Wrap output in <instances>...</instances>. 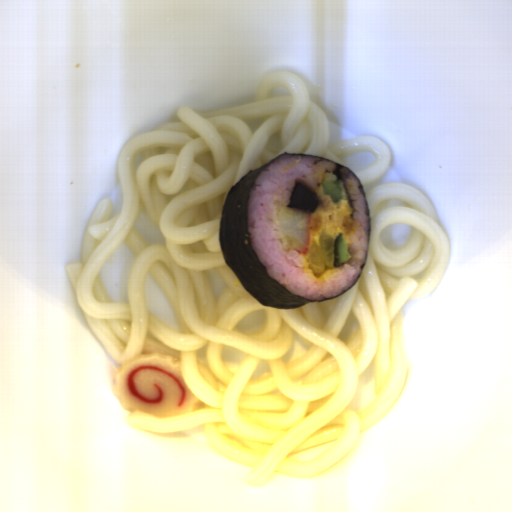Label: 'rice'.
<instances>
[{"mask_svg": "<svg viewBox=\"0 0 512 512\" xmlns=\"http://www.w3.org/2000/svg\"><path fill=\"white\" fill-rule=\"evenodd\" d=\"M335 166L330 161L308 155H286L258 173L247 199V225L257 259L270 278L305 300H328L341 295L359 277L367 259L369 224L366 200L358 180L344 168L341 173L346 188L340 182L342 201H347L351 208L352 229L346 241L350 258L317 277L307 263L306 254L298 253L281 231L278 211L281 207H288L295 185L307 186L317 199L326 197L322 183L337 181Z\"/></svg>", "mask_w": 512, "mask_h": 512, "instance_id": "rice-1", "label": "rice"}]
</instances>
